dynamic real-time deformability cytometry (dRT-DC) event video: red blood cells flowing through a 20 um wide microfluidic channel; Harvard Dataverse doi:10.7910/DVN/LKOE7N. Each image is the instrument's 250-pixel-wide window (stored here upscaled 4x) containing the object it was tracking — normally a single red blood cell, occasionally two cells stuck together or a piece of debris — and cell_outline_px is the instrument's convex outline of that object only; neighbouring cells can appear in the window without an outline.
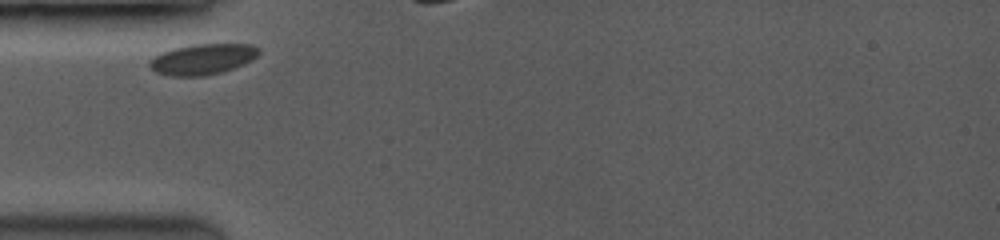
{"species": "common noctule bat (a hibernating species)", "species_latin": "Nyctalus noctula", "temperature_condition": "room temperature", "stored_images_in_passage": 3, "camera_frame_rate_fps": 3500, "um_per_image_px": 0.085, "animal": {"sex": "female", "body_mass_g": 19.0, "forearm_length_mm": 53.3}, "frame": {"image": 1, "passage_image": 1, "time_ms": 0.0, "image_size_px": [1000, 240], "cell_outline_px": [[260, 52], [252, 60], [232, 68], [220, 72], [204, 76], [172, 76], [156, 72], [148, 64], [148, 60], [160, 52], [172, 48], [192, 44], [252, 44], [260, 48]], "centroid_in_image_um": [17.19, 5.01], "position_along_channel_um": 67.8, "area_um2": 19.59}}